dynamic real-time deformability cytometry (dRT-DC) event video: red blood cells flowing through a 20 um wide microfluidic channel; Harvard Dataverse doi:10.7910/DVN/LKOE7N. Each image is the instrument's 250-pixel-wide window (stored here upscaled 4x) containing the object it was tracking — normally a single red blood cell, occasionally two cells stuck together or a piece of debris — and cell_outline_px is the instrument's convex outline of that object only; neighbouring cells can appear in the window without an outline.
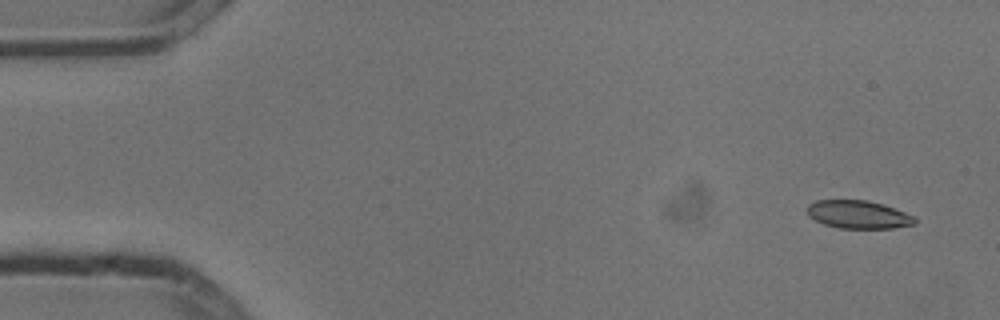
{"species": "common noctule bat (a hibernating species)", "species_latin": "Nyctalus noctula", "temperature_condition": "cold", "stored_images_in_passage": 4, "camera_frame_rate_fps": 3000, "um_per_image_px": 0.085, "animal": {"sex": "male", "body_mass_g": 13.3}, "frame": {"image": 1, "passage_image": 1, "time_ms": 0.0, "image_size_px": [1000, 320], "cell_outline_px": [[916, 224], [892, 228], [840, 228], [824, 224], [808, 216], [808, 204], [816, 200], [868, 200], [884, 204], [916, 216]], "centroid_in_image_um": [72.99, 18.23], "position_along_channel_um": 12.0, "area_um2": 17.69}}
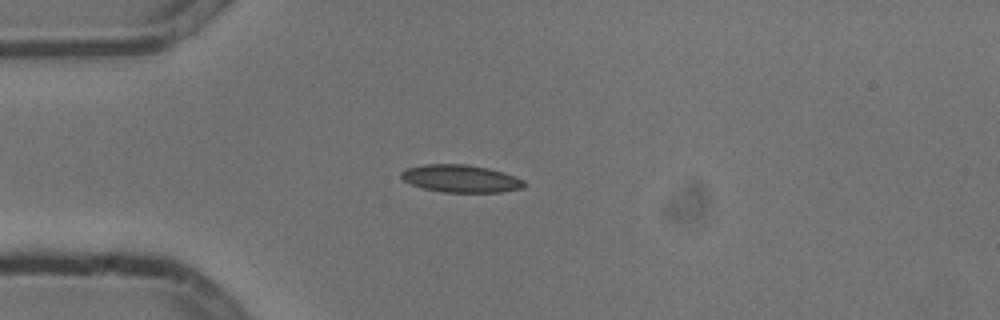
{"frame": {"image": 2, "passage_image": 4, "time_ms": 1.0, "image_size_px": [1000, 320], "cell_outline_px": [[524, 188], [500, 192], [444, 192], [424, 188], [412, 184], [404, 180], [400, 176], [400, 172], [404, 168], [424, 164], [464, 164], [488, 168], [524, 180]], "centroid_in_image_um": [39.12, 15.17], "position_along_channel_um": 45.9, "area_um2": 19.54}}